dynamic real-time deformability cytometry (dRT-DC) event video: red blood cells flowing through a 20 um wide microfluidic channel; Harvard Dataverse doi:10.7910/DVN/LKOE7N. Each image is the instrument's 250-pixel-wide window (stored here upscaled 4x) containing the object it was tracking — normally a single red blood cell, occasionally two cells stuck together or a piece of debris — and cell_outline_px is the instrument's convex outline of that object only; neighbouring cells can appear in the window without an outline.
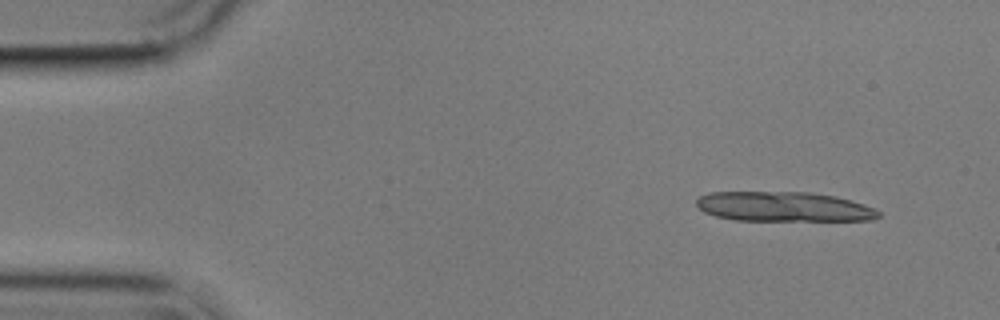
{"species": "common noctule bat (a hibernating species)", "species_latin": "Nyctalus noctula", "temperature_condition": "cold", "stored_images_in_passage": 14, "camera_frame_rate_fps": 3000, "um_per_image_px": 0.085, "animal": {"sex": "male", "body_mass_g": 17.9}, "frame": {"image": 1, "passage_image": 4, "time_ms": 1.0, "image_size_px": [1000, 320], "cell_outline_px": [[880, 216], [872, 220], [736, 220], [716, 216], [704, 212], [696, 204], [696, 200], [700, 196], [708, 192], [812, 192], [836, 196], [852, 200], [864, 204], [880, 212]], "centroid_in_image_um": [66.62, 17.56], "position_along_channel_um": 18.4, "area_um2": 31.56}}